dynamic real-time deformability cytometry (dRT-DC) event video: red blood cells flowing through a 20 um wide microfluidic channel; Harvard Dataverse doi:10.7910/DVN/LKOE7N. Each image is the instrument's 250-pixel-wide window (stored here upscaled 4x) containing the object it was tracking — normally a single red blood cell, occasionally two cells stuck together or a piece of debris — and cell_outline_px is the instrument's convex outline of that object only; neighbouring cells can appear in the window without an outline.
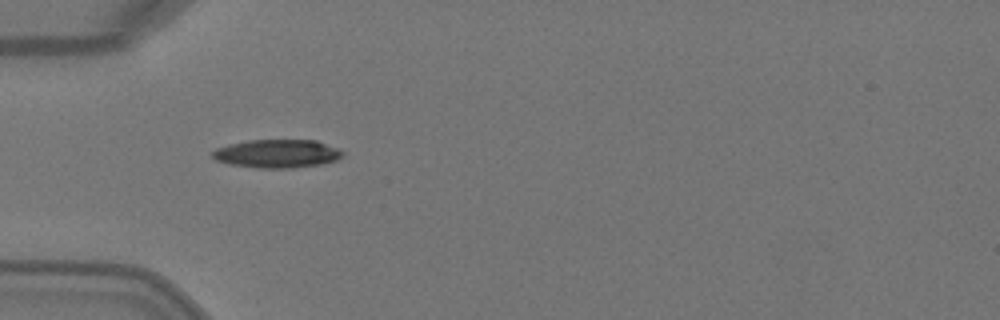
{"species": "Egyptian fruit bat (a non-hibernating species)", "species_latin": "Rousettus aegyptiacus", "temperature_condition": "warm", "stored_images_in_passage": 3, "camera_frame_rate_fps": 3000, "um_per_image_px": 0.085, "animal": {"sex": "female"}, "frame": {"image": 1, "passage_image": 1, "time_ms": 0.0, "image_size_px": [1000, 320], "cell_outline_px": [[344, 156], [336, 160], [324, 164], [292, 168], [260, 168], [232, 164], [216, 160], [212, 156], [212, 152], [216, 148], [228, 144], [248, 140], [316, 140], [336, 148], [344, 152]], "centroid_in_image_um": [23.58, 13.06], "position_along_channel_um": 61.4, "area_um2": 21.5}}
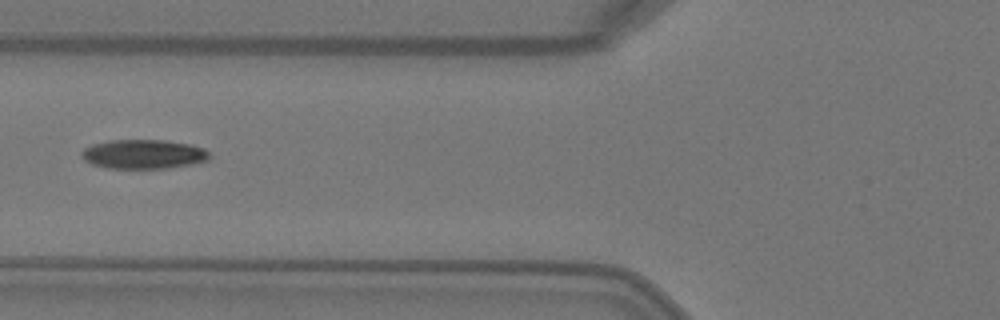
{"frame": {"image": 2, "passage_image": 2, "time_ms": 0.333, "image_size_px": [1000, 320], "cell_outline_px": [[212, 156], [208, 160], [192, 164], [168, 168], [108, 168], [92, 164], [84, 160], [80, 156], [80, 152], [84, 148], [92, 144], [108, 140], [164, 140], [192, 144], [204, 148]], "centroid_in_image_um": [12.2, 13.1], "position_along_channel_um": 113.6, "area_um2": 22.02}}